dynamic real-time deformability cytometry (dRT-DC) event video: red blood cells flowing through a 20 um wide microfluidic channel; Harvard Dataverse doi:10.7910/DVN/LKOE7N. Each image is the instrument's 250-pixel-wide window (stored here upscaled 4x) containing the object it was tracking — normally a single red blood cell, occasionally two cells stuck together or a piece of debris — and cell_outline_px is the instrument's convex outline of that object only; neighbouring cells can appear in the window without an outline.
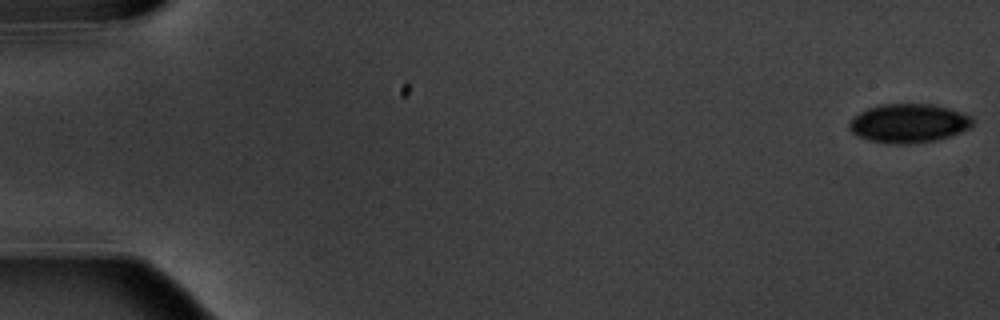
{"species": "common noctule bat (a hibernating species)", "species_latin": "Nyctalus noctula", "temperature_condition": "warm", "stored_images_in_passage": 6, "camera_frame_rate_fps": 3000, "um_per_image_px": 0.085, "animal": {"sex": "male", "body_mass_g": 20.1, "forearm_length_mm": 53.5}, "frame": {"image": 1, "passage_image": 1, "time_ms": 0.0, "image_size_px": [1000, 320], "cell_outline_px": [[976, 120], [968, 128], [960, 132], [936, 140], [908, 144], [888, 144], [868, 140], [856, 136], [848, 128], [848, 120], [860, 112], [868, 108], [880, 104], [932, 104], [948, 108], [972, 116]], "centroid_in_image_um": [77.19, 10.48], "position_along_channel_um": 7.8, "area_um2": 28.15}}
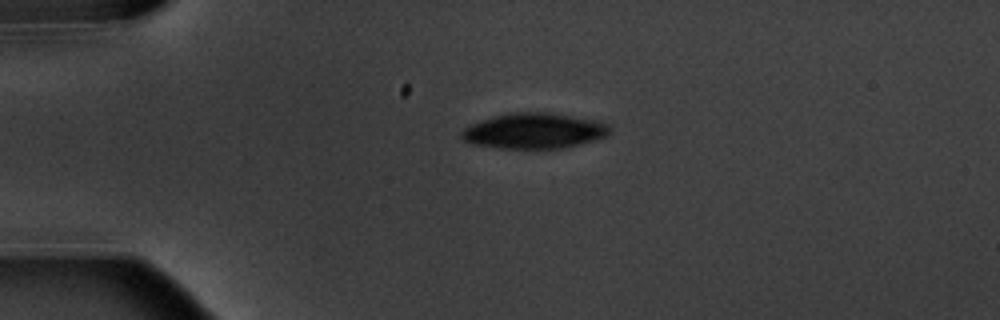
{"frame": {"image": 2, "passage_image": 5, "time_ms": 4.333, "image_size_px": [1000, 320], "cell_outline_px": [[612, 132], [608, 136], [596, 140], [564, 148], [500, 148], [472, 144], [464, 140], [460, 136], [460, 132], [468, 124], [492, 116], [508, 112], [548, 112], [604, 120], [612, 128]], "centroid_in_image_um": [45.45, 11.1], "position_along_channel_um": 39.5, "area_um2": 31.44}}